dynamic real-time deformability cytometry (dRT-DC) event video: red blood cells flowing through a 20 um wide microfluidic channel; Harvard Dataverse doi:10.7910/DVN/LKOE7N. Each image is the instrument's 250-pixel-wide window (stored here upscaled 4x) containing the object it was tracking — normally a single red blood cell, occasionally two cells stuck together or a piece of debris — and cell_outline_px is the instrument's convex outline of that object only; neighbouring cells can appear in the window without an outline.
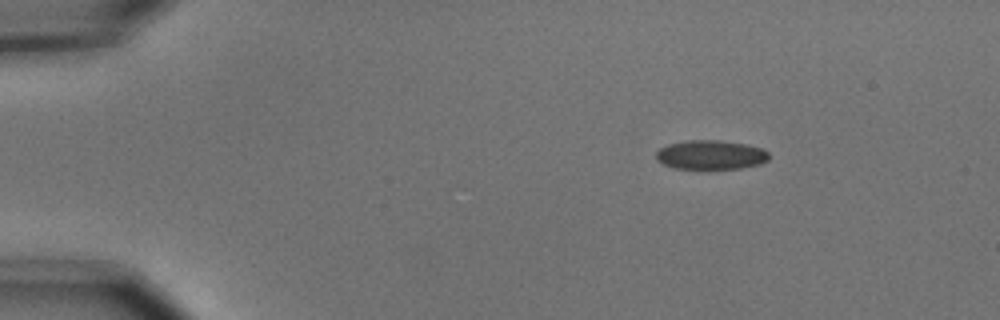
{"species": "common noctule bat (a hibernating species)", "species_latin": "Nyctalus noctula", "temperature_condition": "cold", "stored_images_in_passage": 3, "camera_frame_rate_fps": 3000, "um_per_image_px": 0.085, "animal": {"sex": "male", "body_mass_g": 15.6}, "frame": {"image": 1, "passage_image": 1, "time_ms": 0.0, "image_size_px": [1000, 320], "cell_outline_px": [[768, 160], [760, 164], [740, 168], [676, 168], [664, 164], [656, 160], [656, 152], [660, 148], [668, 144], [688, 140], [720, 140], [748, 144], [764, 148], [768, 152]], "centroid_in_image_um": [60.44, 13.14], "position_along_channel_um": 24.6, "area_um2": 19.19}}